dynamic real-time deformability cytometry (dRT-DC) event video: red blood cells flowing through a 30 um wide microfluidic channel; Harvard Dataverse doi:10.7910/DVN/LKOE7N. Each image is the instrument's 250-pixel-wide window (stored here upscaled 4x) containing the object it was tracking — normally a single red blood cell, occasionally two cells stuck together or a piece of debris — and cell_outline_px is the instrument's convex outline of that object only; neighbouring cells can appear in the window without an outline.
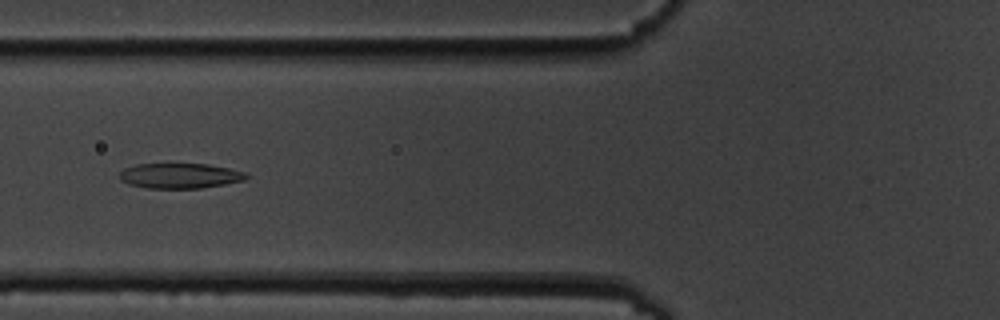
{"species": "common noctule bat (a hibernating species)", "species_latin": "Nyctalus noctula", "temperature_condition": "cold", "stored_images_in_passage": 6, "camera_frame_rate_fps": 3000, "um_per_image_px": 0.085, "animal": {"sex": "male", "body_mass_g": 19.5, "forearm_length_mm": 54.6}, "frame": {"image": 1, "passage_image": 6, "time_ms": 5.667, "image_size_px": [1000, 320], "cell_outline_px": [[248, 176], [244, 180], [224, 184], [200, 188], [148, 188], [128, 184], [120, 180], [120, 172], [124, 168], [136, 164], [208, 164], [248, 172]], "centroid_in_image_um": [15.29, 14.94], "position_along_channel_um": 110.5, "area_um2": 18.55}}